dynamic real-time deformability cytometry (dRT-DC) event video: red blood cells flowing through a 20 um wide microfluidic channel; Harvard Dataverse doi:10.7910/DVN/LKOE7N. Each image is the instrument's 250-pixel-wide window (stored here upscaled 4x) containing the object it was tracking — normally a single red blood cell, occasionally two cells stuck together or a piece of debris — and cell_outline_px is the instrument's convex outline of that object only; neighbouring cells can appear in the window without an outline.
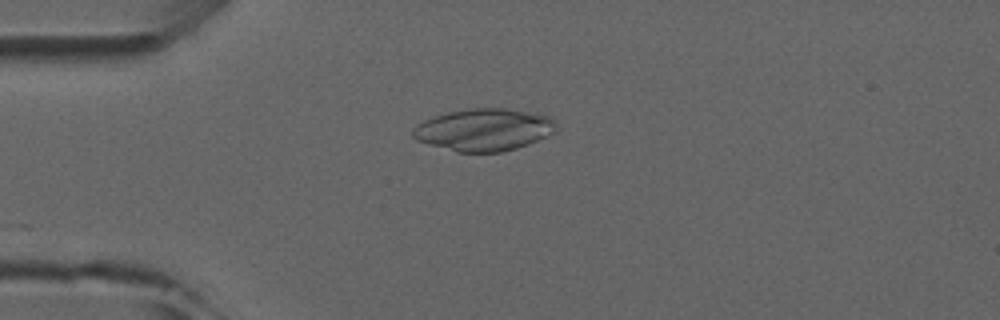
{"species": "common noctule bat (a hibernating species)", "species_latin": "Nyctalus noctula", "temperature_condition": "room temperature", "stored_images_in_passage": 4, "camera_frame_rate_fps": 3000, "um_per_image_px": 0.085, "animal": {"sex": "male", "forearm_length_mm": 52.5}, "frame": {"image": 1, "passage_image": 4, "time_ms": 3.333, "image_size_px": [1000, 320], "cell_outline_px": [[556, 132], [528, 144], [516, 148], [500, 152], [456, 152], [416, 140], [412, 136], [412, 128], [416, 124], [432, 116], [448, 112], [472, 108], [504, 108], [536, 112], [548, 116], [556, 120]], "centroid_in_image_um": [41.14, 11.01], "position_along_channel_um": 43.9, "area_um2": 35.55}}